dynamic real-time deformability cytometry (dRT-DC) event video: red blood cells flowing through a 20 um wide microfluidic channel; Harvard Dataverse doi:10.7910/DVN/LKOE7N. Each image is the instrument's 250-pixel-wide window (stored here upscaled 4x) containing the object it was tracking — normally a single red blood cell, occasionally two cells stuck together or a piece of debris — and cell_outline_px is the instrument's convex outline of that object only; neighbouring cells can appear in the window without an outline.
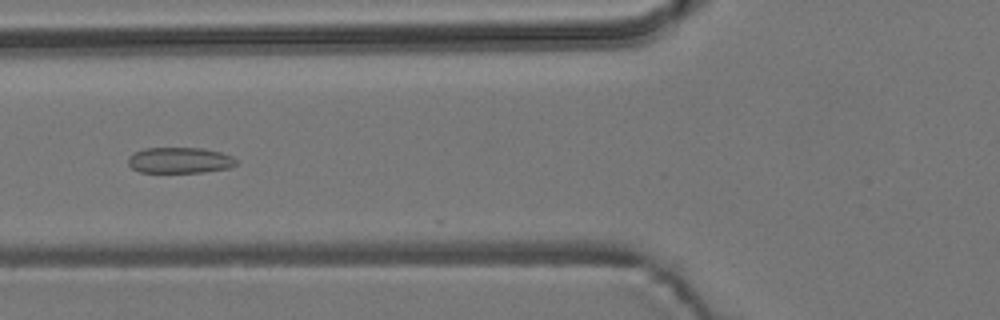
{"species": "common noctule bat (a hibernating species)", "species_latin": "Nyctalus noctula", "temperature_condition": "room temperature", "stored_images_in_passage": 7, "camera_frame_rate_fps": 3000, "um_per_image_px": 0.085, "animal": {"sex": "male", "body_mass_g": 19.2, "forearm_length_mm": 51.8}, "frame": {"image": 1, "passage_image": 6, "time_ms": 7.0, "image_size_px": [1000, 320], "cell_outline_px": [[236, 164], [228, 168], [204, 172], [140, 172], [132, 168], [128, 164], [128, 156], [144, 148], [204, 148], [220, 152], [232, 156], [236, 160]], "centroid_in_image_um": [15.26, 13.62], "position_along_channel_um": 110.5, "area_um2": 16.24}}